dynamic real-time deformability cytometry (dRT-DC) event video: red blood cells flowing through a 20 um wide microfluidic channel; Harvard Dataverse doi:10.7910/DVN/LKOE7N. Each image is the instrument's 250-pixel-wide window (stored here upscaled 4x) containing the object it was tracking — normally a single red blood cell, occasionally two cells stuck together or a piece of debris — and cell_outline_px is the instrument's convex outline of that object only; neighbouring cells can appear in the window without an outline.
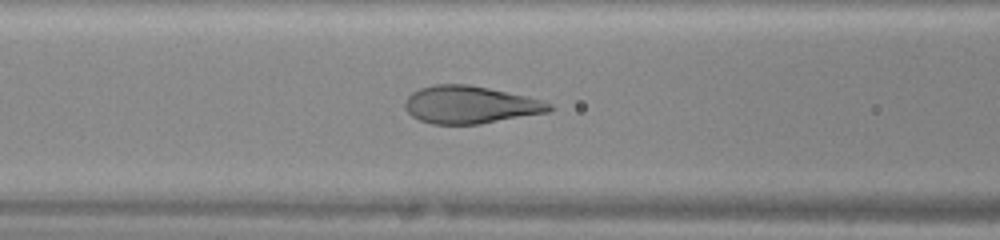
{"species": "human", "species_latin": "Homo sapiens", "temperature_condition": "warm", "stored_images_in_passage": 38, "camera_frame_rate_fps": 3000, "um_per_image_px": 0.085, "donor": {"sex": "female"}, "frame": {"image": 1, "passage_image": 11, "time_ms": 3.333, "image_size_px": [1000, 240], "cell_outline_px": [[556, 108], [548, 112], [480, 124], [432, 124], [420, 120], [412, 116], [404, 108], [404, 104], [408, 96], [412, 92], [420, 88], [436, 84], [468, 84], [488, 88], [524, 96], [540, 100], [552, 104]], "centroid_in_image_um": [39.95, 8.91], "position_along_channel_um": 126.7, "area_um2": 31.44}}
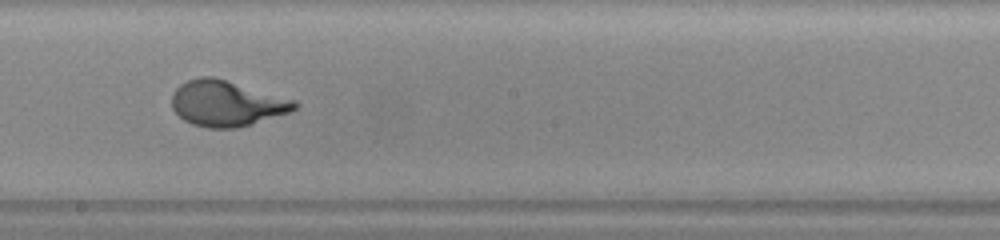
{"frame": {"image": 2, "passage_image": 18, "time_ms": 5.667, "image_size_px": [1000, 240], "cell_outline_px": [[300, 104], [296, 108], [288, 112], [236, 128], [208, 128], [192, 124], [184, 120], [172, 108], [172, 92], [180, 84], [188, 80], [200, 76], [212, 76], [296, 100]], "centroid_in_image_um": [19.23, 8.78], "position_along_channel_um": 229.0, "area_um2": 32.37}}
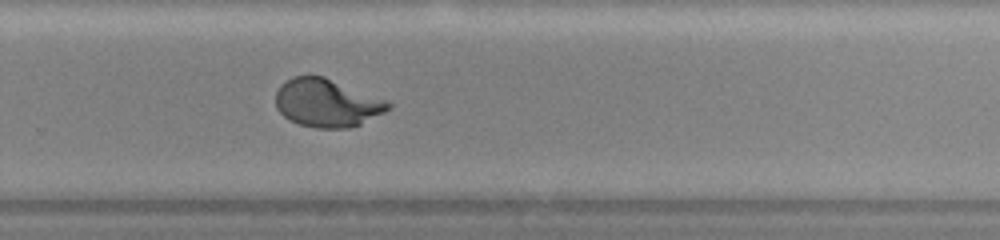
{"frame": {"image": 3, "passage_image": 23, "time_ms": 7.333, "image_size_px": [1000, 240], "cell_outline_px": [[392, 104], [384, 112], [360, 124], [348, 128], [316, 128], [300, 124], [288, 120], [276, 108], [276, 92], [280, 84], [292, 76], [308, 72], [324, 76], [384, 100]], "centroid_in_image_um": [27.7, 8.72], "position_along_channel_um": 302.1, "area_um2": 31.62}}